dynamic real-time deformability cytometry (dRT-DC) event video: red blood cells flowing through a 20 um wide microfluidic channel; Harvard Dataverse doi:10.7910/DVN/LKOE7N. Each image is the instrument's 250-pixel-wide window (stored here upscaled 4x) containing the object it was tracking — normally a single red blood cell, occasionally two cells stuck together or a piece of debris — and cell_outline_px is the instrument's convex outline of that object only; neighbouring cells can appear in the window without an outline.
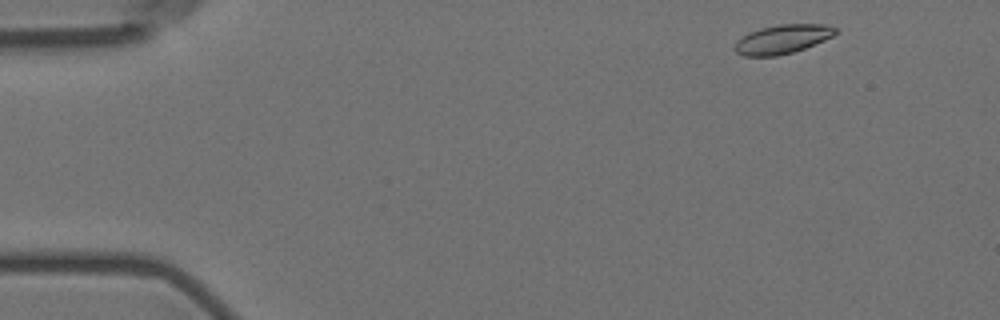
{"species": "Egyptian fruit bat (a non-hibernating species)", "species_latin": "Rousettus aegyptiacus", "temperature_condition": "room temperature", "stored_images_in_passage": 2, "camera_frame_rate_fps": 3000, "um_per_image_px": 0.085, "animal": {"sex": "female"}, "frame": {"image": 1, "passage_image": 2, "time_ms": 1.333, "image_size_px": [1000, 320], "cell_outline_px": [[836, 32], [832, 36], [824, 40], [804, 48], [792, 52], [776, 56], [744, 56], [736, 52], [732, 48], [736, 40], [760, 28], [780, 24], [824, 24], [836, 28]], "centroid_in_image_um": [66.47, 3.33], "position_along_channel_um": 18.5, "area_um2": 16.82}}